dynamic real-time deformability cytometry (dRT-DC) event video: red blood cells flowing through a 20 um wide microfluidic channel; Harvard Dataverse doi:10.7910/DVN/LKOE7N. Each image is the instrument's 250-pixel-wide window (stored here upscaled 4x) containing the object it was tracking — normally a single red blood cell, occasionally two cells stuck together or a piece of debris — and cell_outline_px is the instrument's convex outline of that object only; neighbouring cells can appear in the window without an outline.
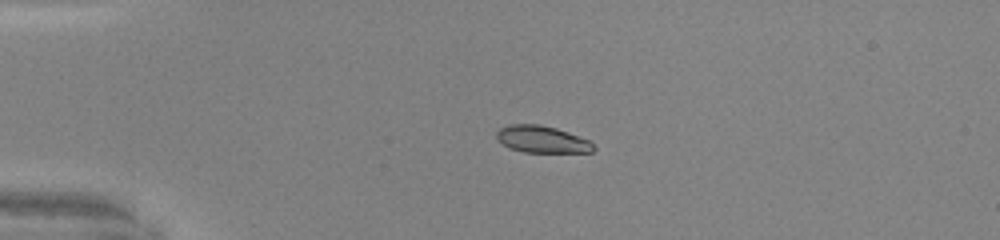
{"species": "common noctule bat (a hibernating species)", "species_latin": "Nyctalus noctula", "temperature_condition": "warm", "stored_images_in_passage": 4, "camera_frame_rate_fps": 3000, "um_per_image_px": 0.085, "animal": {"sex": "male", "body_mass_g": 20.0, "forearm_length_mm": 53.3}, "frame": {"image": 1, "passage_image": 1, "time_ms": 0.0, "image_size_px": [1000, 240], "cell_outline_px": [[596, 148], [592, 152], [524, 152], [508, 148], [496, 136], [496, 132], [500, 128], [508, 124], [540, 124], [556, 128], [568, 132], [588, 140]], "centroid_in_image_um": [46.05, 11.84], "position_along_channel_um": 38.9, "area_um2": 15.14}}